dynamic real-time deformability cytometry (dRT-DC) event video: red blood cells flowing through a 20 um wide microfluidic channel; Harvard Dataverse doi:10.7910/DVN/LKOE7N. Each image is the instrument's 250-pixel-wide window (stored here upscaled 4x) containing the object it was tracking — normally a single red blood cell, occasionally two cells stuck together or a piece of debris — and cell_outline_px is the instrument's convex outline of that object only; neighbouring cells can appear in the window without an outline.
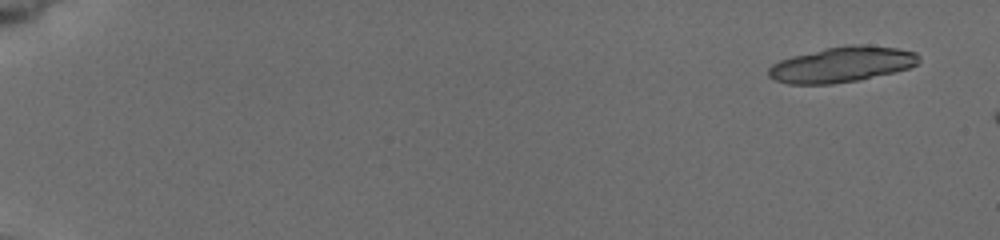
{"species": "common noctule bat (a hibernating species)", "species_latin": "Nyctalus noctula", "temperature_condition": "cold", "stored_images_in_passage": 4, "camera_frame_rate_fps": 3000, "um_per_image_px": 0.085, "animal": {"sex": "female", "body_mass_g": 19.5, "forearm_length_mm": 54.1}, "frame": {"image": 1, "passage_image": 1, "time_ms": 0.0, "image_size_px": [1000, 240], "cell_outline_px": [[920, 60], [916, 64], [908, 68], [892, 72], [856, 80], [832, 84], [788, 84], [776, 80], [768, 76], [768, 68], [772, 64], [780, 60], [792, 56], [824, 48], [848, 44], [864, 44], [896, 48], [916, 52], [920, 56]], "centroid_in_image_um": [71.54, 5.47], "position_along_channel_um": 13.5, "area_um2": 30.98}}